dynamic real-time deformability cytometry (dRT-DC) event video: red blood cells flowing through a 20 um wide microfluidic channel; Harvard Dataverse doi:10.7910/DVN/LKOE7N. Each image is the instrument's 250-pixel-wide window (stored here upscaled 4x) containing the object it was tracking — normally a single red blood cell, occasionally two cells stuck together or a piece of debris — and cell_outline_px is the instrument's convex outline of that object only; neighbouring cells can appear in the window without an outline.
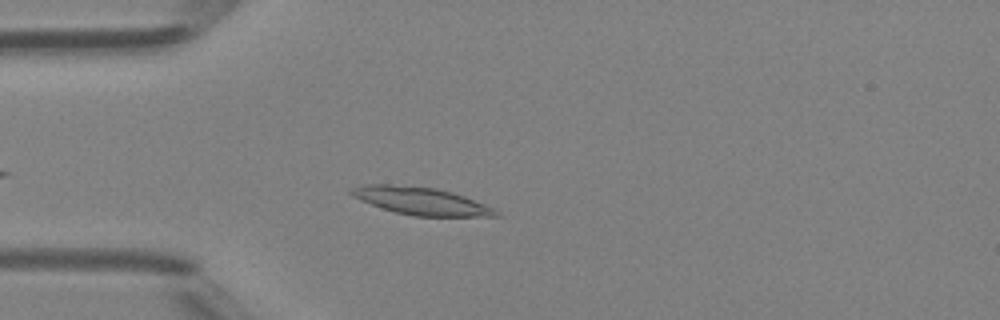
{"species": "Egyptian fruit bat (a non-hibernating species)", "species_latin": "Rousettus aegyptiacus", "temperature_condition": "room temperature", "stored_images_in_passage": 32, "camera_frame_rate_fps": 3000, "um_per_image_px": 0.085, "animal": {"sex": "female"}, "frame": {"image": 1, "passage_image": 5, "time_ms": 1.333, "image_size_px": [1000, 320], "cell_outline_px": [[504, 216], [412, 216], [396, 212], [360, 200], [352, 196], [348, 192], [348, 188], [364, 184], [388, 184], [436, 188], [452, 192], [464, 196], [496, 208]], "centroid_in_image_um": [35.8, 17.08], "position_along_channel_um": 49.2, "area_um2": 23.29}}
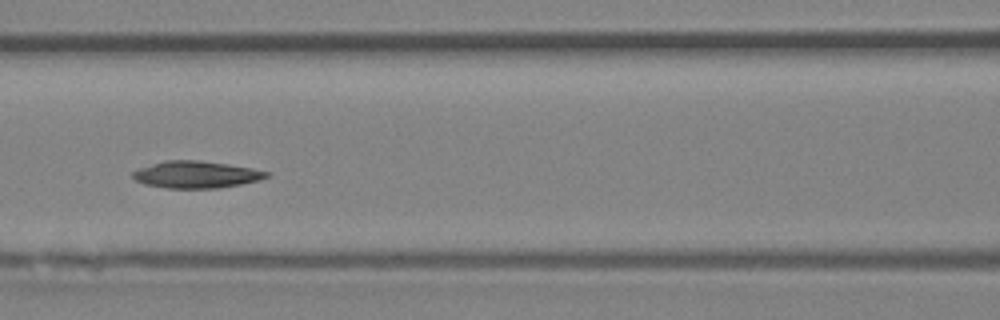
{"frame": {"image": 2, "passage_image": 13, "time_ms": 4.0, "image_size_px": [1000, 320], "cell_outline_px": [[272, 172], [268, 176], [260, 180], [220, 188], [168, 188], [144, 184], [136, 180], [132, 176], [132, 172], [136, 168], [164, 160], [200, 160], [228, 164], [252, 168]], "centroid_in_image_um": [16.66, 14.83], "position_along_channel_um": 149.9, "area_um2": 21.21}}
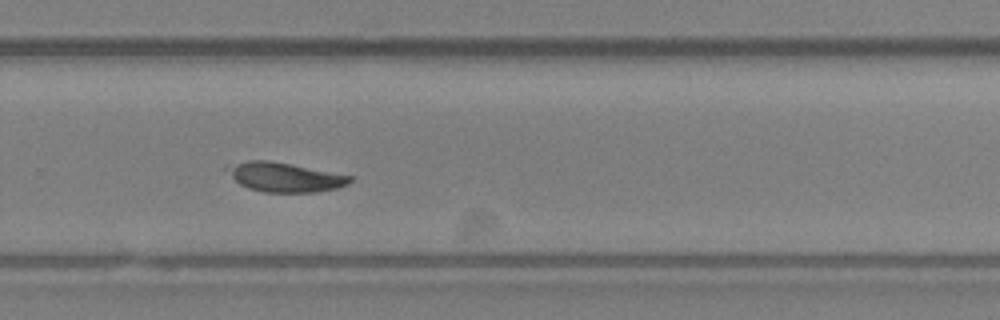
{"frame": {"image": 3, "passage_image": 24, "time_ms": 7.667, "image_size_px": [1000, 320], "cell_outline_px": [[352, 180], [348, 184], [340, 188], [316, 192], [264, 192], [248, 188], [240, 184], [232, 176], [232, 168], [248, 160], [268, 160], [352, 176]], "centroid_in_image_um": [24.34, 15.09], "position_along_channel_um": 305.5, "area_um2": 20.17}, "authors_computed_cell_mechanics": {"area_um2": 21.1837, "velocity_mm_per_s": 4.2433, "shape_relaxation_time_tau1_ms": 10.7098, "shape_relaxation_time_tau2_ms": 2.1722, "deformation_change_tau1": 0.2232, "deformation_change_tau2": 0.0656}}